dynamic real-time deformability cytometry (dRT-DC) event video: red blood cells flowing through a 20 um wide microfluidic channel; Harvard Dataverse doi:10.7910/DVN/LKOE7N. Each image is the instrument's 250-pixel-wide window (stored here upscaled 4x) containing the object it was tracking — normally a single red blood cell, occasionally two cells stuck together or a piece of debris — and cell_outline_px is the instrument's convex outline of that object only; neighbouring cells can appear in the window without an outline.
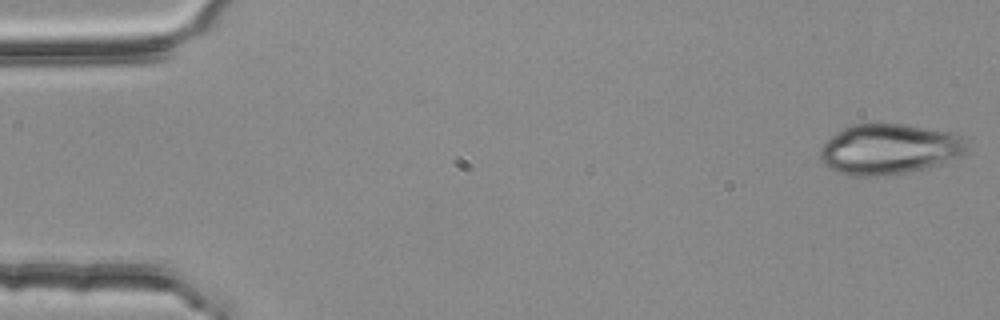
{"species": "common noctule bat (a hibernating species)", "species_latin": "Nyctalus noctula", "temperature_condition": "room temperature", "stored_images_in_passage": 14, "camera_frame_rate_fps": 3000, "um_per_image_px": 0.085, "animal": {"sex": "female", "body_mass_g": 25.1}, "frame": {"image": 1, "passage_image": 1, "time_ms": 0.0, "image_size_px": [1000, 320], "cell_outline_px": [[964, 152], [936, 164], [912, 172], [884, 176], [848, 176], [836, 172], [828, 168], [820, 160], [820, 148], [836, 132], [852, 124], [904, 124], [948, 132], [960, 136], [964, 140]], "centroid_in_image_um": [75.46, 12.69], "position_along_channel_um": 9.5, "area_um2": 42.6}}